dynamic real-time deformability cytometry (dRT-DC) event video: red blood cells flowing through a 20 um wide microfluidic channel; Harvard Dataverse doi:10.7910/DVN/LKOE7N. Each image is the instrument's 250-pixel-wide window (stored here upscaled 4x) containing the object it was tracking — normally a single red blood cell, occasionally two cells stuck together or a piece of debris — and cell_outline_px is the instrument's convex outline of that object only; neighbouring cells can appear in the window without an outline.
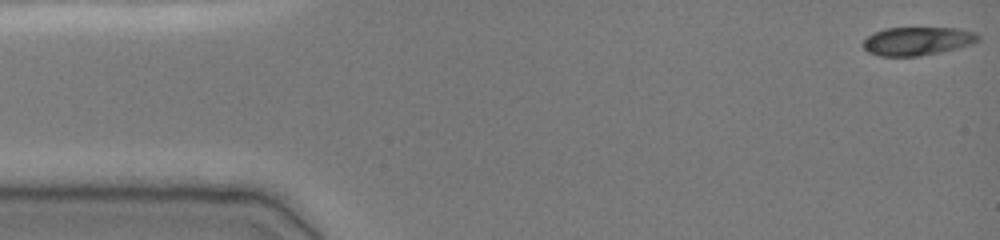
{"species": "common noctule bat (a hibernating species)", "species_latin": "Nyctalus noctula", "temperature_condition": "cold", "stored_images_in_passage": 46, "camera_frame_rate_fps": 3000, "um_per_image_px": 0.085, "animal": {"sex": "female", "body_mass_g": 19.0, "forearm_length_mm": 51.5}, "frame": {"image": 1, "passage_image": 1, "time_ms": 0.0, "image_size_px": [1000, 240], "cell_outline_px": [[980, 40], [972, 44], [940, 52], [920, 56], [880, 56], [868, 52], [860, 44], [872, 32], [884, 28], [960, 28], [976, 32], [980, 36]], "centroid_in_image_um": [77.97, 3.48], "position_along_channel_um": 7.0, "area_um2": 19.25}}
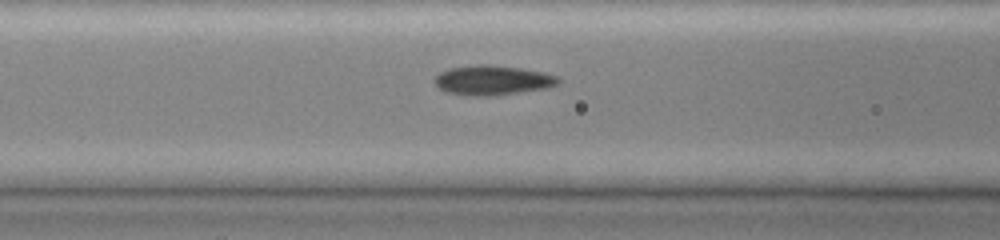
{"frame": {"image": 2, "passage_image": 19, "time_ms": 6.0, "image_size_px": [1000, 240], "cell_outline_px": [[560, 84], [548, 88], [492, 96], [472, 96], [448, 92], [440, 88], [432, 80], [440, 72], [448, 68], [476, 64], [488, 64], [520, 68], [544, 72], [556, 76], [560, 80]], "centroid_in_image_um": [41.87, 6.81], "position_along_channel_um": 124.7, "area_um2": 21.5}}
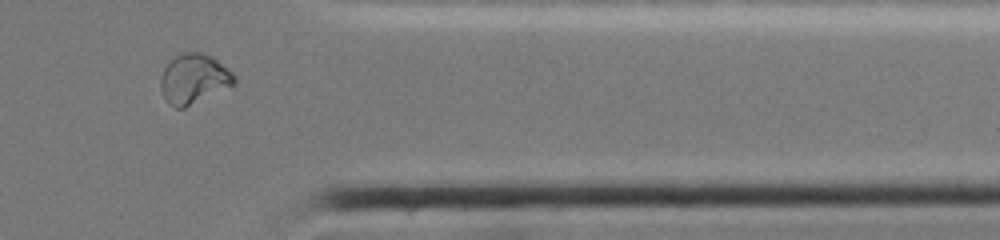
{"frame": {"image": 3, "passage_image": 40, "time_ms": 13.0, "image_size_px": [1000, 240], "cell_outline_px": [[236, 84], [184, 108], [176, 108], [168, 104], [160, 88], [160, 76], [164, 68], [176, 56], [184, 52], [200, 52], [212, 56], [228, 68], [236, 76]], "centroid_in_image_um": [16.49, 6.71], "position_along_channel_um": 394.9, "area_um2": 21.39}, "authors_computed_cell_mechanics": {"area_um2": 20.1433, "velocity_mm_per_s": 3.912, "shape_relaxation_time_tau1_ms": null, "shape_relaxation_time_tau2_ms": 3.0224, "deformation_change_tau1": null, "deformation_change_tau2": 0.0444}}